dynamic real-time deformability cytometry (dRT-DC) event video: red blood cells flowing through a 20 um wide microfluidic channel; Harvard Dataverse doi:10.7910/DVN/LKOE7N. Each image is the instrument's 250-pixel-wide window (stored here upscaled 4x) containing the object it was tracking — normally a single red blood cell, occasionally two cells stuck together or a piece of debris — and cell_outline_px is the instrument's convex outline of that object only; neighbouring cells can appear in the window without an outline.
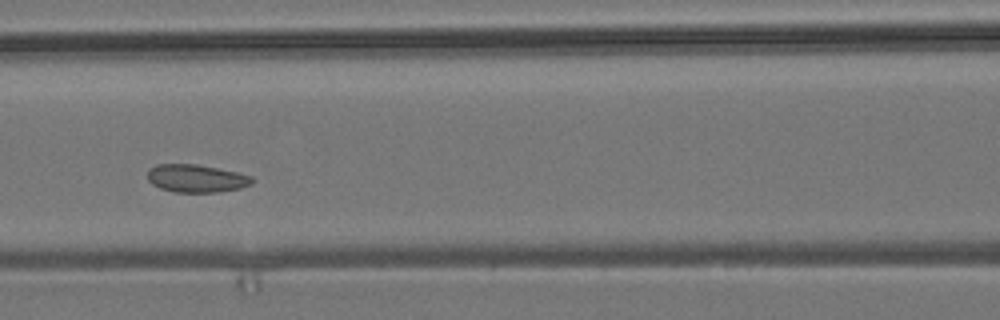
{"species": "common noctule bat (a hibernating species)", "species_latin": "Nyctalus noctula", "temperature_condition": "room temperature", "stored_images_in_passage": 9, "camera_frame_rate_fps": 3000, "um_per_image_px": 0.085, "animal": {"sex": "male", "body_mass_g": 19.2, "forearm_length_mm": 51.8}, "frame": {"image": 1, "passage_image": 6, "time_ms": 5.667, "image_size_px": [1000, 320], "cell_outline_px": [[256, 180], [252, 184], [240, 188], [220, 192], [176, 192], [160, 188], [152, 184], [148, 180], [148, 168], [156, 164], [196, 164], [236, 172], [252, 176]], "centroid_in_image_um": [16.69, 15.16], "position_along_channel_um": 149.9, "area_um2": 17.05}}
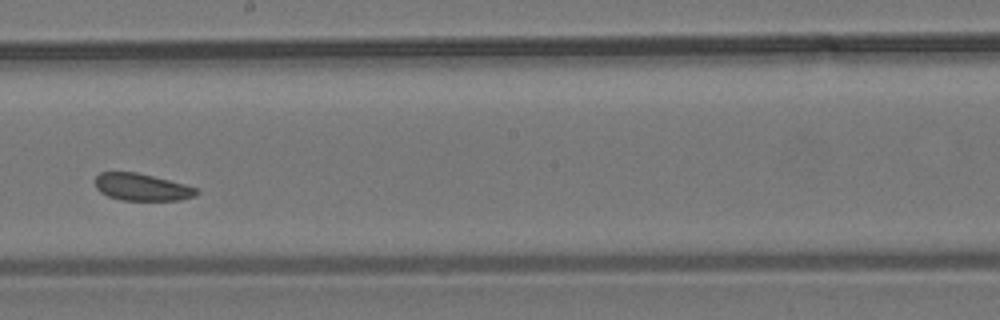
{"frame": {"image": 2, "passage_image": 8, "time_ms": 8.0, "image_size_px": [1000, 320], "cell_outline_px": [[200, 192], [196, 196], [180, 200], [120, 200], [108, 196], [100, 192], [96, 188], [96, 176], [100, 172], [136, 172], [184, 184], [196, 188]], "centroid_in_image_um": [12.06, 15.91], "position_along_channel_um": 236.1, "area_um2": 15.95}}
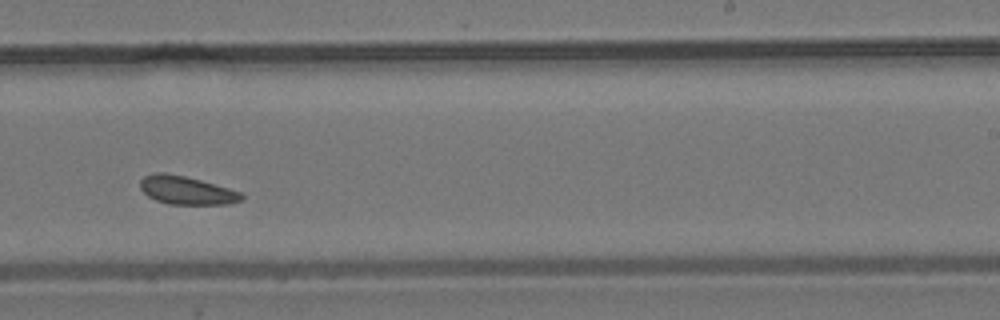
{"frame": {"image": 3, "passage_image": 9, "time_ms": 9.0, "image_size_px": [1000, 320], "cell_outline_px": [[244, 200], [228, 204], [168, 204], [156, 200], [148, 196], [140, 188], [140, 180], [144, 176], [156, 172], [164, 172], [184, 176], [200, 180], [228, 188], [240, 192], [244, 196]], "centroid_in_image_um": [15.85, 16.18], "position_along_channel_um": 273.2, "area_um2": 16.65}}